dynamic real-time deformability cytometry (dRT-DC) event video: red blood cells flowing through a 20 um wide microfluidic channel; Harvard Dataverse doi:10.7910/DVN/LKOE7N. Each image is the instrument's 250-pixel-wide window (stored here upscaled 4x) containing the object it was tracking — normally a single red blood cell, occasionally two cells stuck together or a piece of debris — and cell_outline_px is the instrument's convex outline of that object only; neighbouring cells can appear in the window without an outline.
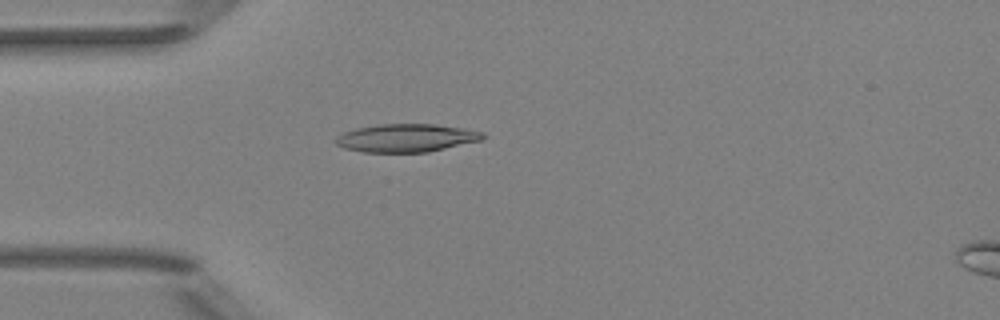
{"species": "Egyptian fruit bat (a non-hibernating species)", "species_latin": "Rousettus aegyptiacus", "temperature_condition": "room temperature", "stored_images_in_passage": 4, "camera_frame_rate_fps": 3000, "um_per_image_px": 0.085, "animal": {"sex": "female"}, "frame": {"image": 1, "passage_image": 4, "time_ms": 4.333, "image_size_px": [1000, 320], "cell_outline_px": [[488, 136], [484, 140], [428, 152], [364, 152], [344, 148], [336, 144], [336, 140], [344, 132], [356, 128], [380, 124], [436, 124], [464, 128], [484, 132]], "centroid_in_image_um": [34.63, 11.72], "position_along_channel_um": 50.4, "area_um2": 24.16}}